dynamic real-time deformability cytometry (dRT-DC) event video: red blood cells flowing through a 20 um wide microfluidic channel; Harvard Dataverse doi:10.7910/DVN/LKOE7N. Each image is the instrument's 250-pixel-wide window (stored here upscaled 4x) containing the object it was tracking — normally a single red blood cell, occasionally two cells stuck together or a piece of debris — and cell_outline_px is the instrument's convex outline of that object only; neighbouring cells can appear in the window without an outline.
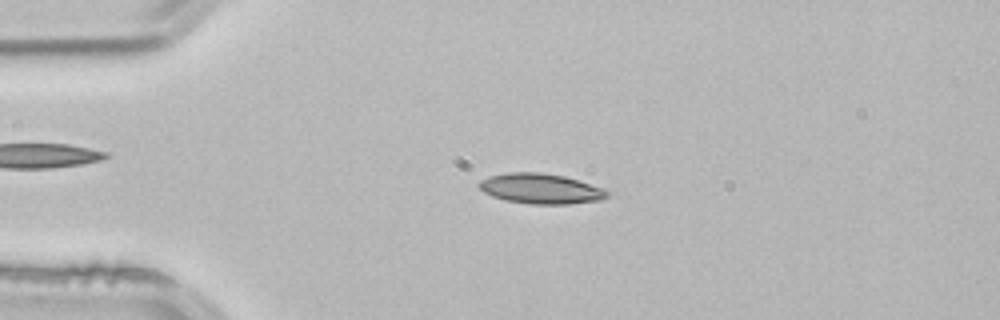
{"species": "common noctule bat (a hibernating species)", "species_latin": "Nyctalus noctula", "temperature_condition": "room temperature", "stored_images_in_passage": 3, "camera_frame_rate_fps": 3000, "um_per_image_px": 0.085, "animal": {"sex": "male", "body_mass_g": 21.5, "forearm_length_mm": 52.0}, "frame": {"image": 1, "passage_image": 2, "time_ms": 0.333, "image_size_px": [1000, 320], "cell_outline_px": [[612, 192], [608, 196], [600, 200], [568, 204], [532, 204], [508, 200], [492, 196], [484, 192], [476, 184], [480, 180], [488, 176], [508, 172], [540, 172], [564, 176], [604, 188]], "centroid_in_image_um": [45.97, 16.03], "position_along_channel_um": 39.0, "area_um2": 22.6}}
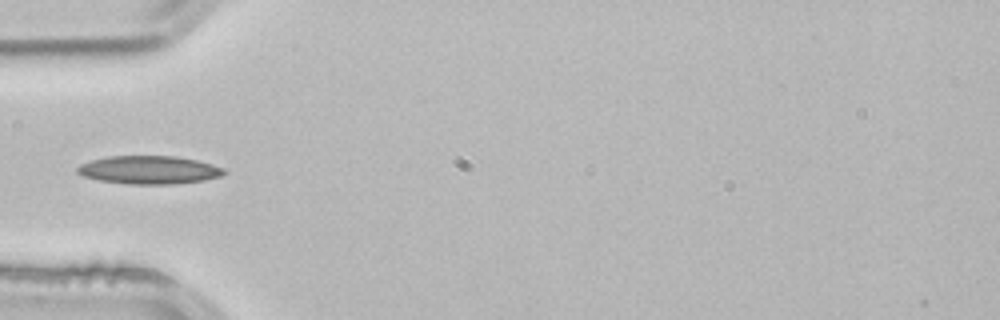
{"frame": {"image": 2, "passage_image": 3, "time_ms": 0.667, "image_size_px": [1000, 320], "cell_outline_px": [[228, 172], [220, 176], [204, 180], [172, 184], [128, 184], [100, 180], [84, 176], [76, 172], [76, 168], [80, 164], [92, 160], [108, 156], [176, 156], [196, 160], [212, 164], [224, 168]], "centroid_in_image_um": [12.68, 14.44], "position_along_channel_um": 72.3, "area_um2": 24.04}}